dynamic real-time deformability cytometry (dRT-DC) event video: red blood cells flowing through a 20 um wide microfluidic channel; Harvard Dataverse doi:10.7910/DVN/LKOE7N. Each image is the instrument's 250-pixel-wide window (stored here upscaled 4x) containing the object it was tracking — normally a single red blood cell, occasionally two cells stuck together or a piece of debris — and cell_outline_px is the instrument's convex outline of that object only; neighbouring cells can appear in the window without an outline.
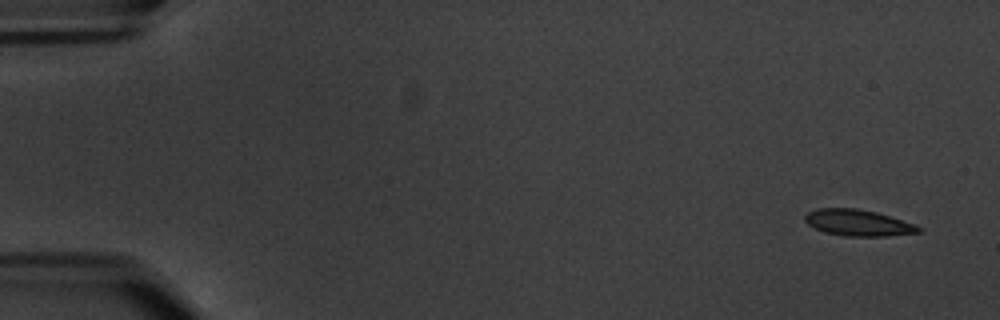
{"species": "common noctule bat (a hibernating species)", "species_latin": "Nyctalus noctula", "temperature_condition": "warm", "stored_images_in_passage": 8, "camera_frame_rate_fps": 3000, "um_per_image_px": 0.085, "animal": {"sex": "male", "body_mass_g": 20.1, "forearm_length_mm": 53.5}, "frame": {"image": 1, "passage_image": 1, "time_ms": 0.0, "image_size_px": [1000, 320], "cell_outline_px": [[924, 232], [888, 236], [844, 236], [824, 232], [808, 224], [804, 220], [804, 216], [808, 212], [816, 208], [856, 208], [876, 212], [916, 224], [924, 228]], "centroid_in_image_um": [72.99, 18.94], "position_along_channel_um": 12.0, "area_um2": 17.63}}
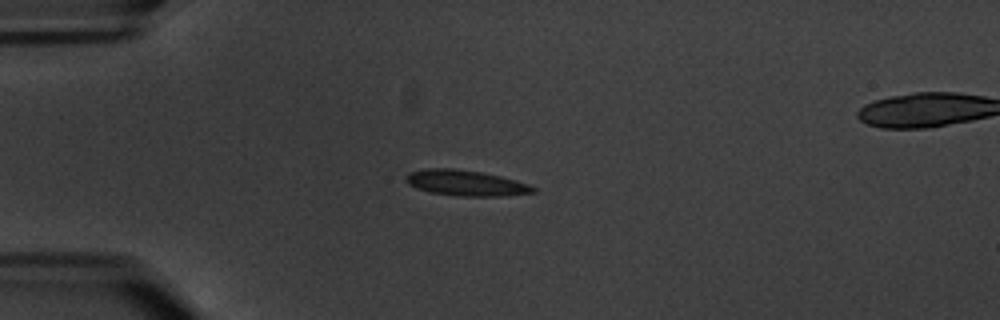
{"frame": {"image": 2, "passage_image": 4, "time_ms": 4.333, "image_size_px": [1000, 320], "cell_outline_px": [[536, 192], [500, 196], [460, 196], [428, 192], [416, 188], [408, 184], [404, 176], [408, 172], [424, 168], [452, 168], [480, 172], [500, 176], [528, 184], [536, 188]], "centroid_in_image_um": [39.53, 15.55], "position_along_channel_um": 45.5, "area_um2": 19.02}}
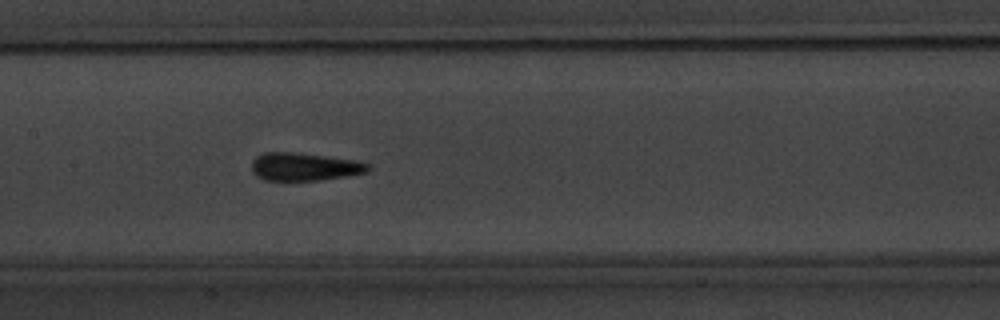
{"frame": {"image": 3, "passage_image": 8, "time_ms": 9.0, "image_size_px": [1000, 320], "cell_outline_px": [[372, 168], [368, 172], [348, 176], [320, 180], [264, 180], [256, 176], [252, 172], [252, 160], [256, 156], [264, 152], [296, 152], [356, 160], [372, 164]], "centroid_in_image_um": [25.91, 14.17], "position_along_channel_um": 181.5, "area_um2": 19.25}}